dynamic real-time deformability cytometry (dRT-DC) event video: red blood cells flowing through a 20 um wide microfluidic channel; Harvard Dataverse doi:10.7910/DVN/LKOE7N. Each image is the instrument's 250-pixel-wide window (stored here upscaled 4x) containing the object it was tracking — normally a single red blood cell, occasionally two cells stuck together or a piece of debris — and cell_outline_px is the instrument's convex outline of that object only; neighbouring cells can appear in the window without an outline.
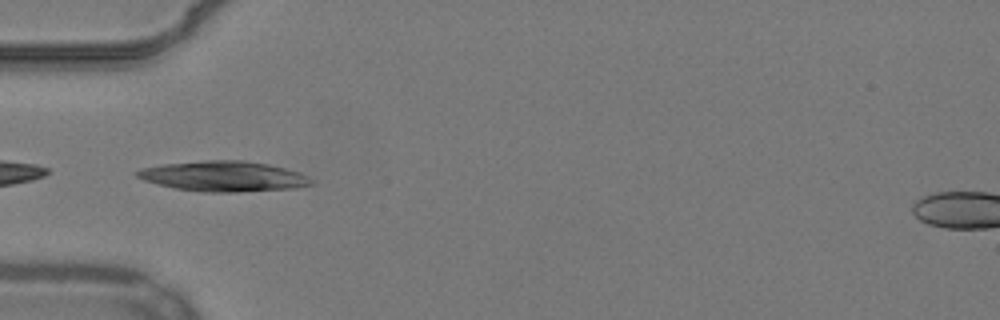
{"species": "common noctule bat (a hibernating species)", "species_latin": "Nyctalus noctula", "temperature_condition": "warm", "stored_images_in_passage": 37, "camera_frame_rate_fps": 3000, "um_per_image_px": 0.085, "animal": {"sex": "male", "body_mass_g": 19.2, "forearm_length_mm": 51.8}, "frame": {"image": 1, "passage_image": 1, "time_ms": 0.0, "image_size_px": [1000, 320], "cell_outline_px": [[316, 184], [292, 188], [236, 192], [204, 192], [176, 188], [156, 184], [144, 180], [136, 176], [136, 172], [140, 168], [164, 164], [204, 160], [244, 160], [268, 164], [300, 172], [308, 176]], "centroid_in_image_um": [19.02, 14.98], "position_along_channel_um": 66.0, "area_um2": 30.75}}
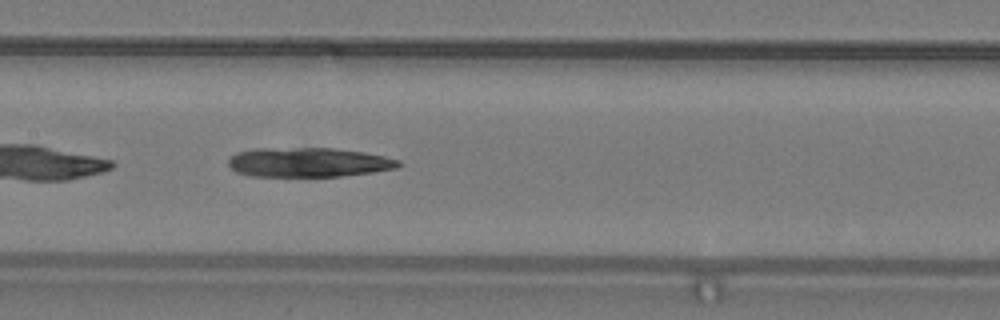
{"frame": {"image": 2, "passage_image": 10, "time_ms": 3.0, "image_size_px": [1000, 320], "cell_outline_px": [[404, 164], [396, 168], [372, 172], [340, 176], [252, 176], [236, 172], [228, 164], [228, 160], [236, 152], [256, 148], [336, 148], [364, 152], [384, 156], [400, 160]], "centroid_in_image_um": [26.23, 13.79], "position_along_channel_um": 181.2, "area_um2": 29.25}}
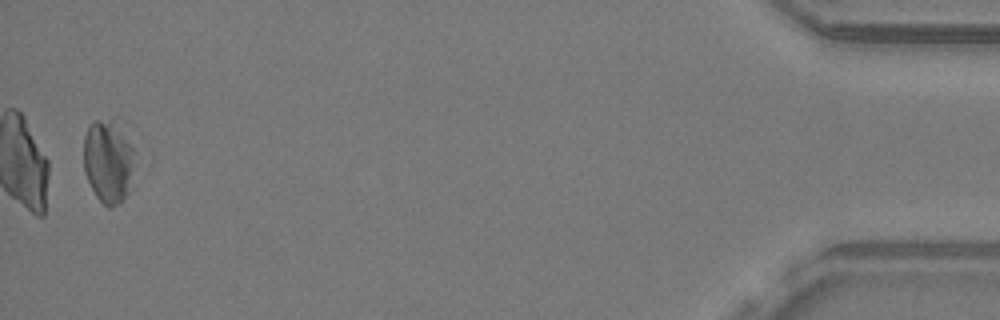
{"frame": {"image": 3, "passage_image": 36, "time_ms": 11.667, "image_size_px": [1000, 320], "cell_outline_px": [[140, 160], [132, 188], [120, 204], [108, 208], [96, 196], [84, 172], [84, 136], [88, 128], [96, 120], [112, 116], [124, 116], [128, 120]], "centroid_in_image_um": [9.41, 13.53], "position_along_channel_um": 425.8, "area_um2": 28.15}}